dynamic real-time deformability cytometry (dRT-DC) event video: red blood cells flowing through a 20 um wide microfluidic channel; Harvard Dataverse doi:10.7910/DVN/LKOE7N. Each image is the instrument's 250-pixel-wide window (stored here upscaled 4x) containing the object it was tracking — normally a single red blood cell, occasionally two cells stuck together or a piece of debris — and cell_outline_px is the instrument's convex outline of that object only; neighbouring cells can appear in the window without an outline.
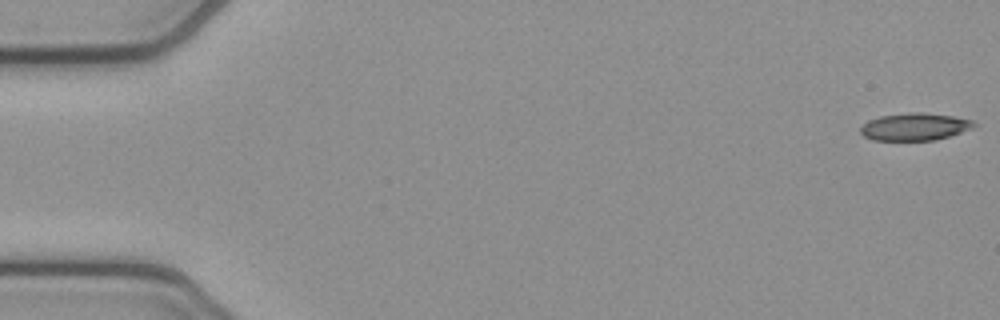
{"species": "common noctule bat (a hibernating species)", "species_latin": "Nyctalus noctula", "temperature_condition": "cold", "stored_images_in_passage": 48, "camera_frame_rate_fps": 3000, "um_per_image_px": 0.085, "animal": {"sex": "female", "body_mass_g": 21.9}, "frame": {"image": 1, "passage_image": 1, "time_ms": 0.0, "image_size_px": [1000, 320], "cell_outline_px": [[976, 124], [972, 128], [936, 140], [872, 140], [864, 136], [860, 132], [860, 128], [868, 120], [880, 116], [908, 112], [924, 112], [952, 116], [972, 120]], "centroid_in_image_um": [77.72, 10.76], "position_along_channel_um": 7.3, "area_um2": 18.03}}
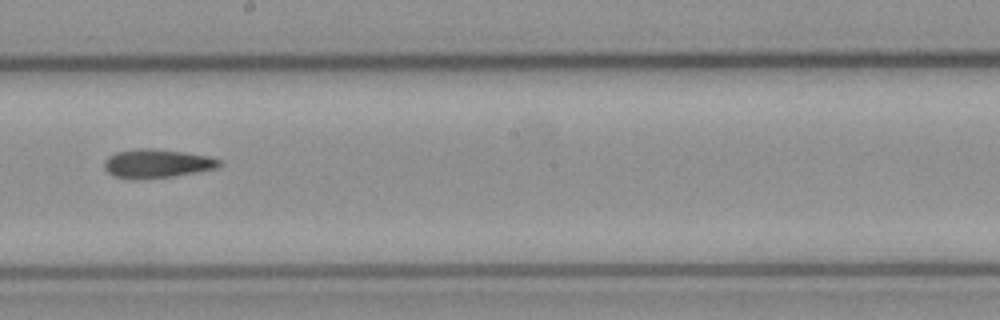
{"frame": {"image": 2, "passage_image": 30, "time_ms": 9.667, "image_size_px": [1000, 320], "cell_outline_px": [[224, 164], [216, 168], [196, 172], [172, 176], [140, 180], [132, 180], [112, 176], [104, 168], [104, 160], [108, 156], [116, 152], [136, 148], [156, 148], [184, 152], [208, 156], [220, 160]], "centroid_in_image_um": [13.3, 13.9], "position_along_channel_um": 234.9, "area_um2": 19.59}}
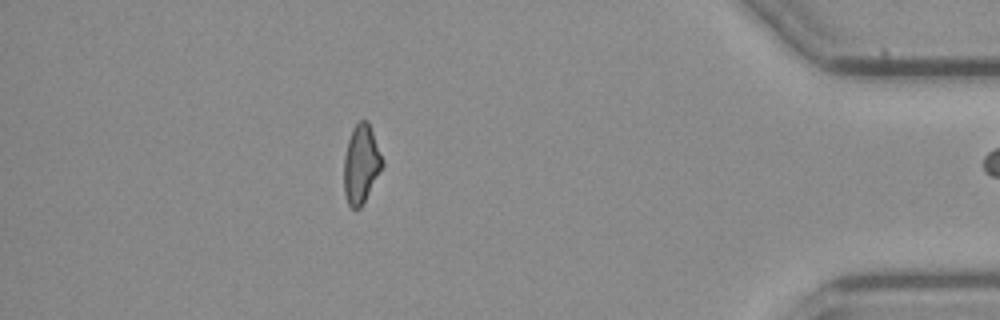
{"frame": {"image": 3, "passage_image": 47, "time_ms": 15.333, "image_size_px": [1000, 320], "cell_outline_px": [[384, 168], [364, 204], [360, 208], [352, 208], [348, 204], [344, 192], [344, 156], [348, 140], [352, 128], [360, 120], [368, 120], [384, 160]], "centroid_in_image_um": [30.73, 13.97], "position_along_channel_um": 404.5, "area_um2": 18.09}}